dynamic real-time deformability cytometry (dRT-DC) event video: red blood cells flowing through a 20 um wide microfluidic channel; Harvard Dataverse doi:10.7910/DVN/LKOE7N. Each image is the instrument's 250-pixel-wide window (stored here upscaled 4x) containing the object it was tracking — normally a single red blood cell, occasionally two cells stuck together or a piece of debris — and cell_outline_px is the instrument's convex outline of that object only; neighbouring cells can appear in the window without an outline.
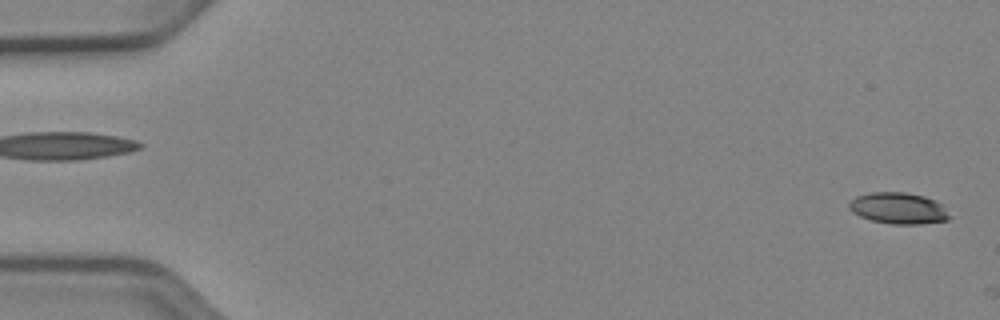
{"species": "Egyptian fruit bat (a non-hibernating species)", "species_latin": "Rousettus aegyptiacus", "temperature_condition": "cold", "stored_images_in_passage": 2, "camera_frame_rate_fps": 3000, "um_per_image_px": 0.085, "animal": {"sex": "female"}, "frame": {"image": 1, "passage_image": 1, "time_ms": 0.0, "image_size_px": [1000, 320], "cell_outline_px": [[952, 216], [948, 220], [920, 224], [892, 224], [872, 220], [860, 216], [852, 212], [848, 208], [848, 204], [856, 196], [868, 192], [904, 192], [924, 196], [936, 200]], "centroid_in_image_um": [76.36, 17.7], "position_along_channel_um": 8.6, "area_um2": 18.38}}